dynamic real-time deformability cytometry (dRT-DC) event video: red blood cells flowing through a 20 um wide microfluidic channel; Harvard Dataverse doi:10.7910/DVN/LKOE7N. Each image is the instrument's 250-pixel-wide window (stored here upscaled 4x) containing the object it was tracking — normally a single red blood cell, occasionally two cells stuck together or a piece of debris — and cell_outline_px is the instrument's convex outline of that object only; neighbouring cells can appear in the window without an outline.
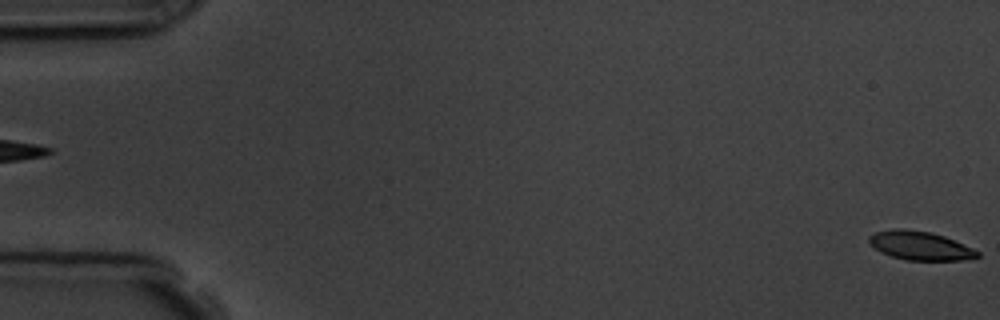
{"species": "common noctule bat (a hibernating species)", "species_latin": "Nyctalus noctula", "temperature_condition": "room temperature", "stored_images_in_passage": 4, "segment_of_instrument_passage": [2, 2], "camera_frame_rate_fps": 3000, "um_per_image_px": 0.085, "animal": {"sex": "male", "body_mass_g": 19.5, "forearm_length_mm": 54.6}, "frame": {"image": 1, "passage_image": 4, "time_ms": 3.333, "image_size_px": [1000, 320], "cell_outline_px": [[980, 256], [960, 260], [908, 260], [892, 256], [880, 252], [868, 240], [868, 236], [876, 232], [892, 228], [900, 228], [928, 232], [944, 236], [972, 248], [980, 252]], "centroid_in_image_um": [78.19, 20.88], "position_along_channel_um": 6.8, "area_um2": 17.86}}